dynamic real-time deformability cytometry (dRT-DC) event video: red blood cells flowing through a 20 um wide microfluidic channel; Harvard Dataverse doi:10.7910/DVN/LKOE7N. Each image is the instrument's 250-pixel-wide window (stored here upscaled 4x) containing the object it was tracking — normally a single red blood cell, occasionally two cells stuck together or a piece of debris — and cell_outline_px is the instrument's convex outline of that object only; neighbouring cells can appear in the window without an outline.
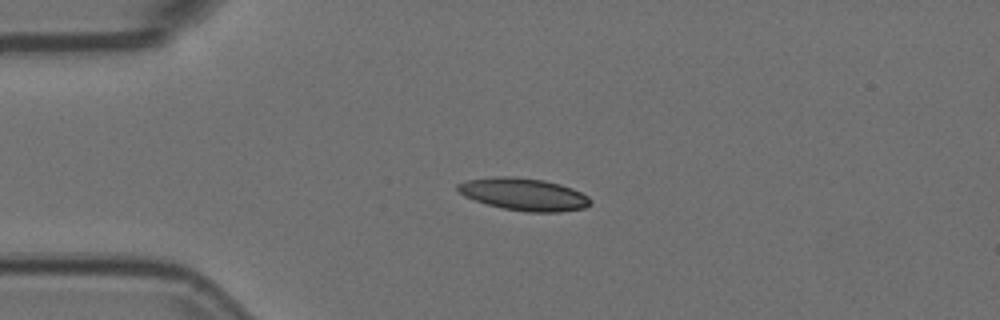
{"species": "Egyptian fruit bat (a non-hibernating species)", "species_latin": "Rousettus aegyptiacus", "temperature_condition": "room temperature", "stored_images_in_passage": 43, "camera_frame_rate_fps": 3000, "um_per_image_px": 0.085, "animal": {"sex": "female"}, "frame": {"image": 1, "passage_image": 1, "time_ms": 0.0, "image_size_px": [1000, 320], "cell_outline_px": [[592, 204], [584, 208], [560, 212], [528, 212], [504, 208], [488, 204], [464, 196], [456, 188], [456, 184], [468, 180], [496, 176], [512, 176], [544, 180], [560, 184], [572, 188], [588, 196], [592, 200]], "centroid_in_image_um": [44.55, 16.51], "position_along_channel_um": 40.4, "area_um2": 24.97}}
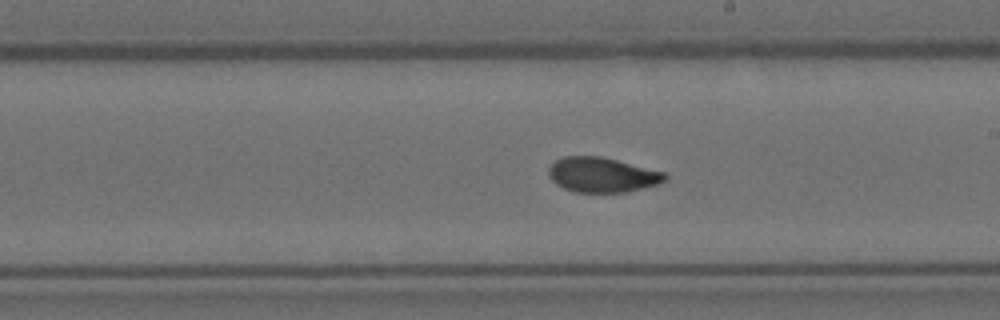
{"frame": {"image": 2, "passage_image": 19, "time_ms": 6.0, "image_size_px": [1000, 320], "cell_outline_px": [[668, 180], [660, 184], [624, 192], [576, 192], [564, 188], [556, 184], [548, 176], [548, 168], [556, 160], [564, 156], [600, 156], [664, 172], [668, 176]], "centroid_in_image_um": [51.18, 14.86], "position_along_channel_um": 237.8, "area_um2": 23.58}}
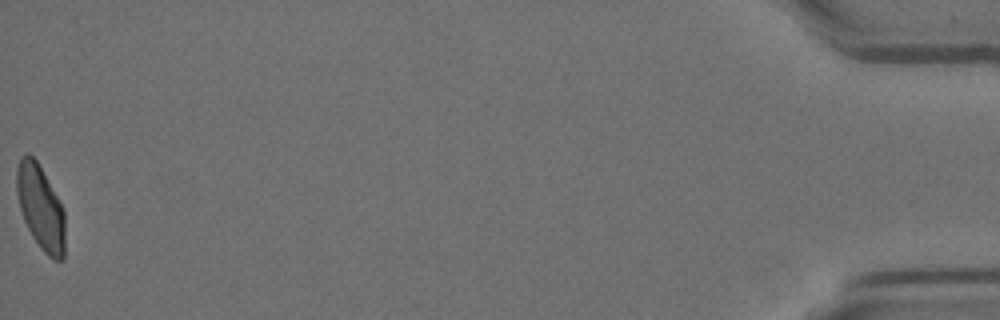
{"frame": {"image": 3, "passage_image": 43, "time_ms": 14.0, "image_size_px": [1000, 320], "cell_outline_px": [[64, 260], [52, 260], [40, 248], [32, 236], [24, 220], [20, 208], [16, 192], [16, 168], [20, 160], [24, 156], [32, 156], [36, 160], [56, 196], [64, 212]], "centroid_in_image_um": [3.44, 17.7], "position_along_channel_um": 431.8, "area_um2": 23.29}, "authors_computed_cell_mechanics": {"area_um2": 23.8136, "velocity_mm_per_s": 3.7099, "shape_relaxation_time_tau1_ms": 4.8341, "shape_relaxation_time_tau2_ms": 1.5951, "deformation_change_tau1": 0.1758, "deformation_change_tau2": 0.0707}}